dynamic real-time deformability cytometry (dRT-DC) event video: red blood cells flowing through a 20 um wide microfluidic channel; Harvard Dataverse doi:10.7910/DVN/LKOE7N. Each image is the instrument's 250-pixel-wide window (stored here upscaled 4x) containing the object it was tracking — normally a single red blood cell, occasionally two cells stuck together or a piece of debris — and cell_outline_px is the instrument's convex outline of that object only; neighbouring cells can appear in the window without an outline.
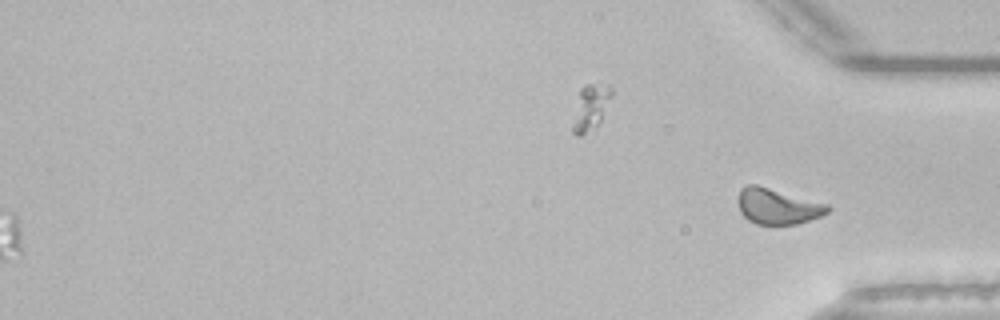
{"species": "common noctule bat (a hibernating species)", "species_latin": "Nyctalus noctula", "temperature_condition": "room temperature", "stored_images_in_passage": 44, "segment_of_instrument_passage": [2, 2], "camera_frame_rate_fps": 3000, "um_per_image_px": 0.085, "animal": {"sex": "male", "body_mass_g": 21.5, "forearm_length_mm": 52.0}, "frame": {"image": 1, "passage_image": 44, "time_ms": 14.333, "image_size_px": [1000, 320], "cell_outline_px": [[832, 208], [828, 212], [820, 216], [796, 224], [756, 224], [748, 220], [740, 212], [740, 188], [748, 184], [756, 184], [828, 204]], "centroid_in_image_um": [66.11, 17.53], "position_along_channel_um": 369.1, "area_um2": 18.38}}